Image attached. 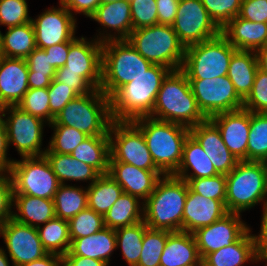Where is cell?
I'll return each instance as SVG.
<instances>
[{"label": "cell", "mask_w": 267, "mask_h": 266, "mask_svg": "<svg viewBox=\"0 0 267 266\" xmlns=\"http://www.w3.org/2000/svg\"><path fill=\"white\" fill-rule=\"evenodd\" d=\"M210 17L222 29L239 15L242 0H201Z\"/></svg>", "instance_id": "47"}, {"label": "cell", "mask_w": 267, "mask_h": 266, "mask_svg": "<svg viewBox=\"0 0 267 266\" xmlns=\"http://www.w3.org/2000/svg\"><path fill=\"white\" fill-rule=\"evenodd\" d=\"M54 135L45 153L70 155L87 137L85 133L66 125H51Z\"/></svg>", "instance_id": "43"}, {"label": "cell", "mask_w": 267, "mask_h": 266, "mask_svg": "<svg viewBox=\"0 0 267 266\" xmlns=\"http://www.w3.org/2000/svg\"><path fill=\"white\" fill-rule=\"evenodd\" d=\"M8 171L12 179L13 195L54 199L61 185L45 156L14 160Z\"/></svg>", "instance_id": "10"}, {"label": "cell", "mask_w": 267, "mask_h": 266, "mask_svg": "<svg viewBox=\"0 0 267 266\" xmlns=\"http://www.w3.org/2000/svg\"><path fill=\"white\" fill-rule=\"evenodd\" d=\"M257 70L258 61L255 51L236 50L233 53L227 76L243 100L251 92Z\"/></svg>", "instance_id": "31"}, {"label": "cell", "mask_w": 267, "mask_h": 266, "mask_svg": "<svg viewBox=\"0 0 267 266\" xmlns=\"http://www.w3.org/2000/svg\"><path fill=\"white\" fill-rule=\"evenodd\" d=\"M143 134L152 160L164 175H173L182 160L189 128L151 117L131 121Z\"/></svg>", "instance_id": "4"}, {"label": "cell", "mask_w": 267, "mask_h": 266, "mask_svg": "<svg viewBox=\"0 0 267 266\" xmlns=\"http://www.w3.org/2000/svg\"><path fill=\"white\" fill-rule=\"evenodd\" d=\"M90 18L105 26V28L115 30L118 34L113 36L106 33L105 36L102 33L103 36L100 35L99 38L97 36V40L101 43L110 40H127L133 31L130 2L127 0L100 4Z\"/></svg>", "instance_id": "24"}, {"label": "cell", "mask_w": 267, "mask_h": 266, "mask_svg": "<svg viewBox=\"0 0 267 266\" xmlns=\"http://www.w3.org/2000/svg\"><path fill=\"white\" fill-rule=\"evenodd\" d=\"M29 89L48 88L55 78L56 69L51 66L44 49L36 47L26 58Z\"/></svg>", "instance_id": "40"}, {"label": "cell", "mask_w": 267, "mask_h": 266, "mask_svg": "<svg viewBox=\"0 0 267 266\" xmlns=\"http://www.w3.org/2000/svg\"><path fill=\"white\" fill-rule=\"evenodd\" d=\"M133 30L158 24L156 0L130 1Z\"/></svg>", "instance_id": "50"}, {"label": "cell", "mask_w": 267, "mask_h": 266, "mask_svg": "<svg viewBox=\"0 0 267 266\" xmlns=\"http://www.w3.org/2000/svg\"><path fill=\"white\" fill-rule=\"evenodd\" d=\"M258 69L267 74V44L256 51Z\"/></svg>", "instance_id": "62"}, {"label": "cell", "mask_w": 267, "mask_h": 266, "mask_svg": "<svg viewBox=\"0 0 267 266\" xmlns=\"http://www.w3.org/2000/svg\"><path fill=\"white\" fill-rule=\"evenodd\" d=\"M54 79L70 87L78 95H85L95 90L82 76H79L78 73L56 72Z\"/></svg>", "instance_id": "54"}, {"label": "cell", "mask_w": 267, "mask_h": 266, "mask_svg": "<svg viewBox=\"0 0 267 266\" xmlns=\"http://www.w3.org/2000/svg\"><path fill=\"white\" fill-rule=\"evenodd\" d=\"M171 70L163 65L153 64L135 80L120 87L110 97V114L113 121H133L149 117L163 79Z\"/></svg>", "instance_id": "1"}, {"label": "cell", "mask_w": 267, "mask_h": 266, "mask_svg": "<svg viewBox=\"0 0 267 266\" xmlns=\"http://www.w3.org/2000/svg\"><path fill=\"white\" fill-rule=\"evenodd\" d=\"M84 37L70 41L69 54L65 66L56 72H73L82 76L94 89H100L102 69V43L95 39L86 41Z\"/></svg>", "instance_id": "16"}, {"label": "cell", "mask_w": 267, "mask_h": 266, "mask_svg": "<svg viewBox=\"0 0 267 266\" xmlns=\"http://www.w3.org/2000/svg\"><path fill=\"white\" fill-rule=\"evenodd\" d=\"M128 42L152 64H159L171 71L182 68L185 46L179 40L172 25L157 24L133 30Z\"/></svg>", "instance_id": "8"}, {"label": "cell", "mask_w": 267, "mask_h": 266, "mask_svg": "<svg viewBox=\"0 0 267 266\" xmlns=\"http://www.w3.org/2000/svg\"><path fill=\"white\" fill-rule=\"evenodd\" d=\"M50 98L49 103V124L54 121V118L59 112L78 94L70 87L63 83L52 80L51 85L47 88Z\"/></svg>", "instance_id": "51"}, {"label": "cell", "mask_w": 267, "mask_h": 266, "mask_svg": "<svg viewBox=\"0 0 267 266\" xmlns=\"http://www.w3.org/2000/svg\"><path fill=\"white\" fill-rule=\"evenodd\" d=\"M6 111L10 114L8 118L3 119L8 144L13 143L22 157L44 156L46 150L42 151L41 145L45 121L23 111L18 106L4 107L3 112Z\"/></svg>", "instance_id": "14"}, {"label": "cell", "mask_w": 267, "mask_h": 266, "mask_svg": "<svg viewBox=\"0 0 267 266\" xmlns=\"http://www.w3.org/2000/svg\"><path fill=\"white\" fill-rule=\"evenodd\" d=\"M110 98L100 89L71 100L50 125H66L88 136H109Z\"/></svg>", "instance_id": "7"}, {"label": "cell", "mask_w": 267, "mask_h": 266, "mask_svg": "<svg viewBox=\"0 0 267 266\" xmlns=\"http://www.w3.org/2000/svg\"><path fill=\"white\" fill-rule=\"evenodd\" d=\"M108 134L109 162H124L144 170L160 171L152 160L142 132L131 121H112Z\"/></svg>", "instance_id": "11"}, {"label": "cell", "mask_w": 267, "mask_h": 266, "mask_svg": "<svg viewBox=\"0 0 267 266\" xmlns=\"http://www.w3.org/2000/svg\"><path fill=\"white\" fill-rule=\"evenodd\" d=\"M148 228L144 221L131 226L115 229L116 246H121L122 254L129 266H136L141 254L142 239Z\"/></svg>", "instance_id": "39"}, {"label": "cell", "mask_w": 267, "mask_h": 266, "mask_svg": "<svg viewBox=\"0 0 267 266\" xmlns=\"http://www.w3.org/2000/svg\"><path fill=\"white\" fill-rule=\"evenodd\" d=\"M70 155L80 162L91 165L100 174H107L110 138L109 136H88Z\"/></svg>", "instance_id": "34"}, {"label": "cell", "mask_w": 267, "mask_h": 266, "mask_svg": "<svg viewBox=\"0 0 267 266\" xmlns=\"http://www.w3.org/2000/svg\"><path fill=\"white\" fill-rule=\"evenodd\" d=\"M160 266H202L193 234L171 232L160 256Z\"/></svg>", "instance_id": "26"}, {"label": "cell", "mask_w": 267, "mask_h": 266, "mask_svg": "<svg viewBox=\"0 0 267 266\" xmlns=\"http://www.w3.org/2000/svg\"><path fill=\"white\" fill-rule=\"evenodd\" d=\"M172 27L185 48L221 34L201 0H179Z\"/></svg>", "instance_id": "12"}, {"label": "cell", "mask_w": 267, "mask_h": 266, "mask_svg": "<svg viewBox=\"0 0 267 266\" xmlns=\"http://www.w3.org/2000/svg\"><path fill=\"white\" fill-rule=\"evenodd\" d=\"M256 240V261H267V211L262 214L261 230ZM267 266V265H266Z\"/></svg>", "instance_id": "58"}, {"label": "cell", "mask_w": 267, "mask_h": 266, "mask_svg": "<svg viewBox=\"0 0 267 266\" xmlns=\"http://www.w3.org/2000/svg\"><path fill=\"white\" fill-rule=\"evenodd\" d=\"M238 16L254 23H267V0H242Z\"/></svg>", "instance_id": "53"}, {"label": "cell", "mask_w": 267, "mask_h": 266, "mask_svg": "<svg viewBox=\"0 0 267 266\" xmlns=\"http://www.w3.org/2000/svg\"><path fill=\"white\" fill-rule=\"evenodd\" d=\"M22 266H62V256L48 253L42 258L26 263Z\"/></svg>", "instance_id": "61"}, {"label": "cell", "mask_w": 267, "mask_h": 266, "mask_svg": "<svg viewBox=\"0 0 267 266\" xmlns=\"http://www.w3.org/2000/svg\"><path fill=\"white\" fill-rule=\"evenodd\" d=\"M236 50L220 34L207 41L186 47L181 70L186 74L188 80L226 76L230 59Z\"/></svg>", "instance_id": "9"}, {"label": "cell", "mask_w": 267, "mask_h": 266, "mask_svg": "<svg viewBox=\"0 0 267 266\" xmlns=\"http://www.w3.org/2000/svg\"><path fill=\"white\" fill-rule=\"evenodd\" d=\"M209 120L220 131L222 140L238 161H247L251 112L244 108L219 113Z\"/></svg>", "instance_id": "19"}, {"label": "cell", "mask_w": 267, "mask_h": 266, "mask_svg": "<svg viewBox=\"0 0 267 266\" xmlns=\"http://www.w3.org/2000/svg\"><path fill=\"white\" fill-rule=\"evenodd\" d=\"M250 228L233 244L207 254L202 266H243L247 261H256L255 235Z\"/></svg>", "instance_id": "27"}, {"label": "cell", "mask_w": 267, "mask_h": 266, "mask_svg": "<svg viewBox=\"0 0 267 266\" xmlns=\"http://www.w3.org/2000/svg\"><path fill=\"white\" fill-rule=\"evenodd\" d=\"M158 24L172 25L176 18L179 0H156Z\"/></svg>", "instance_id": "55"}, {"label": "cell", "mask_w": 267, "mask_h": 266, "mask_svg": "<svg viewBox=\"0 0 267 266\" xmlns=\"http://www.w3.org/2000/svg\"><path fill=\"white\" fill-rule=\"evenodd\" d=\"M240 219V214L228 212L216 222L192 233L201 259L233 244L249 229Z\"/></svg>", "instance_id": "18"}, {"label": "cell", "mask_w": 267, "mask_h": 266, "mask_svg": "<svg viewBox=\"0 0 267 266\" xmlns=\"http://www.w3.org/2000/svg\"><path fill=\"white\" fill-rule=\"evenodd\" d=\"M60 5V8L52 7L31 20L38 48L45 49L75 38L76 19L62 3Z\"/></svg>", "instance_id": "17"}, {"label": "cell", "mask_w": 267, "mask_h": 266, "mask_svg": "<svg viewBox=\"0 0 267 266\" xmlns=\"http://www.w3.org/2000/svg\"><path fill=\"white\" fill-rule=\"evenodd\" d=\"M116 248L115 229L104 227L95 234L72 240L65 255L89 257L109 264L110 256Z\"/></svg>", "instance_id": "28"}, {"label": "cell", "mask_w": 267, "mask_h": 266, "mask_svg": "<svg viewBox=\"0 0 267 266\" xmlns=\"http://www.w3.org/2000/svg\"><path fill=\"white\" fill-rule=\"evenodd\" d=\"M152 65L128 40L103 42L100 90L110 98L120 87L135 80Z\"/></svg>", "instance_id": "5"}, {"label": "cell", "mask_w": 267, "mask_h": 266, "mask_svg": "<svg viewBox=\"0 0 267 266\" xmlns=\"http://www.w3.org/2000/svg\"><path fill=\"white\" fill-rule=\"evenodd\" d=\"M7 131L5 123L0 122V171H8L14 160L7 158V150L9 149Z\"/></svg>", "instance_id": "59"}, {"label": "cell", "mask_w": 267, "mask_h": 266, "mask_svg": "<svg viewBox=\"0 0 267 266\" xmlns=\"http://www.w3.org/2000/svg\"><path fill=\"white\" fill-rule=\"evenodd\" d=\"M68 224L71 241L95 234L105 227L104 216L88 207L69 219Z\"/></svg>", "instance_id": "44"}, {"label": "cell", "mask_w": 267, "mask_h": 266, "mask_svg": "<svg viewBox=\"0 0 267 266\" xmlns=\"http://www.w3.org/2000/svg\"><path fill=\"white\" fill-rule=\"evenodd\" d=\"M3 111H4V107L0 105V122L3 120L6 114H8V113H4Z\"/></svg>", "instance_id": "64"}, {"label": "cell", "mask_w": 267, "mask_h": 266, "mask_svg": "<svg viewBox=\"0 0 267 266\" xmlns=\"http://www.w3.org/2000/svg\"><path fill=\"white\" fill-rule=\"evenodd\" d=\"M2 56L25 59L37 46L32 22L9 27L3 35L0 31Z\"/></svg>", "instance_id": "33"}, {"label": "cell", "mask_w": 267, "mask_h": 266, "mask_svg": "<svg viewBox=\"0 0 267 266\" xmlns=\"http://www.w3.org/2000/svg\"><path fill=\"white\" fill-rule=\"evenodd\" d=\"M5 250L0 248V266H10Z\"/></svg>", "instance_id": "63"}, {"label": "cell", "mask_w": 267, "mask_h": 266, "mask_svg": "<svg viewBox=\"0 0 267 266\" xmlns=\"http://www.w3.org/2000/svg\"><path fill=\"white\" fill-rule=\"evenodd\" d=\"M243 108L255 113H267V74L257 70L251 92L243 100Z\"/></svg>", "instance_id": "49"}, {"label": "cell", "mask_w": 267, "mask_h": 266, "mask_svg": "<svg viewBox=\"0 0 267 266\" xmlns=\"http://www.w3.org/2000/svg\"><path fill=\"white\" fill-rule=\"evenodd\" d=\"M13 202L18 214L13 212L12 218L19 223L38 228L56 217L53 199L13 195Z\"/></svg>", "instance_id": "30"}, {"label": "cell", "mask_w": 267, "mask_h": 266, "mask_svg": "<svg viewBox=\"0 0 267 266\" xmlns=\"http://www.w3.org/2000/svg\"><path fill=\"white\" fill-rule=\"evenodd\" d=\"M189 82L197 105L207 119L219 113L243 108V99L235 91L227 75Z\"/></svg>", "instance_id": "13"}, {"label": "cell", "mask_w": 267, "mask_h": 266, "mask_svg": "<svg viewBox=\"0 0 267 266\" xmlns=\"http://www.w3.org/2000/svg\"><path fill=\"white\" fill-rule=\"evenodd\" d=\"M38 233L41 243L48 253L64 256L70 249L71 239L68 220L55 217L48 220Z\"/></svg>", "instance_id": "37"}, {"label": "cell", "mask_w": 267, "mask_h": 266, "mask_svg": "<svg viewBox=\"0 0 267 266\" xmlns=\"http://www.w3.org/2000/svg\"><path fill=\"white\" fill-rule=\"evenodd\" d=\"M188 194L185 180L164 175L143 203V221L148 228L182 231L184 206Z\"/></svg>", "instance_id": "3"}, {"label": "cell", "mask_w": 267, "mask_h": 266, "mask_svg": "<svg viewBox=\"0 0 267 266\" xmlns=\"http://www.w3.org/2000/svg\"><path fill=\"white\" fill-rule=\"evenodd\" d=\"M195 193L205 198L222 201L226 200V175L218 174L208 178L182 179Z\"/></svg>", "instance_id": "45"}, {"label": "cell", "mask_w": 267, "mask_h": 266, "mask_svg": "<svg viewBox=\"0 0 267 266\" xmlns=\"http://www.w3.org/2000/svg\"><path fill=\"white\" fill-rule=\"evenodd\" d=\"M25 59L2 56L0 60V105L17 106L29 90Z\"/></svg>", "instance_id": "22"}, {"label": "cell", "mask_w": 267, "mask_h": 266, "mask_svg": "<svg viewBox=\"0 0 267 266\" xmlns=\"http://www.w3.org/2000/svg\"><path fill=\"white\" fill-rule=\"evenodd\" d=\"M194 170L191 175L188 169ZM218 175L211 160L197 140L189 134L183 145L182 160L173 176L180 179L208 178Z\"/></svg>", "instance_id": "29"}, {"label": "cell", "mask_w": 267, "mask_h": 266, "mask_svg": "<svg viewBox=\"0 0 267 266\" xmlns=\"http://www.w3.org/2000/svg\"><path fill=\"white\" fill-rule=\"evenodd\" d=\"M138 197L124 193L104 216L105 227L117 229L143 221V207Z\"/></svg>", "instance_id": "36"}, {"label": "cell", "mask_w": 267, "mask_h": 266, "mask_svg": "<svg viewBox=\"0 0 267 266\" xmlns=\"http://www.w3.org/2000/svg\"><path fill=\"white\" fill-rule=\"evenodd\" d=\"M61 184L67 180L88 181L92 184L101 174L91 165L78 161L71 155L44 153Z\"/></svg>", "instance_id": "32"}, {"label": "cell", "mask_w": 267, "mask_h": 266, "mask_svg": "<svg viewBox=\"0 0 267 266\" xmlns=\"http://www.w3.org/2000/svg\"><path fill=\"white\" fill-rule=\"evenodd\" d=\"M228 213L222 201L205 198L188 187L182 219V231L193 233L209 226Z\"/></svg>", "instance_id": "23"}, {"label": "cell", "mask_w": 267, "mask_h": 266, "mask_svg": "<svg viewBox=\"0 0 267 266\" xmlns=\"http://www.w3.org/2000/svg\"><path fill=\"white\" fill-rule=\"evenodd\" d=\"M122 194L123 189L111 176L101 174L87 188L88 208L105 216Z\"/></svg>", "instance_id": "35"}, {"label": "cell", "mask_w": 267, "mask_h": 266, "mask_svg": "<svg viewBox=\"0 0 267 266\" xmlns=\"http://www.w3.org/2000/svg\"><path fill=\"white\" fill-rule=\"evenodd\" d=\"M149 117L189 129L207 120L197 105L186 74L181 69L170 71L163 79Z\"/></svg>", "instance_id": "2"}, {"label": "cell", "mask_w": 267, "mask_h": 266, "mask_svg": "<svg viewBox=\"0 0 267 266\" xmlns=\"http://www.w3.org/2000/svg\"><path fill=\"white\" fill-rule=\"evenodd\" d=\"M221 34L235 49L256 52L267 44V23H254L236 16L221 29Z\"/></svg>", "instance_id": "25"}, {"label": "cell", "mask_w": 267, "mask_h": 266, "mask_svg": "<svg viewBox=\"0 0 267 266\" xmlns=\"http://www.w3.org/2000/svg\"><path fill=\"white\" fill-rule=\"evenodd\" d=\"M119 0H100V4H105V3H110V2H115Z\"/></svg>", "instance_id": "65"}, {"label": "cell", "mask_w": 267, "mask_h": 266, "mask_svg": "<svg viewBox=\"0 0 267 266\" xmlns=\"http://www.w3.org/2000/svg\"><path fill=\"white\" fill-rule=\"evenodd\" d=\"M267 171L264 161H238L226 175L225 207L228 212L240 214L257 203L264 202L267 211Z\"/></svg>", "instance_id": "6"}, {"label": "cell", "mask_w": 267, "mask_h": 266, "mask_svg": "<svg viewBox=\"0 0 267 266\" xmlns=\"http://www.w3.org/2000/svg\"><path fill=\"white\" fill-rule=\"evenodd\" d=\"M8 173L5 175V173ZM13 206V185L9 171H0V227L10 218Z\"/></svg>", "instance_id": "52"}, {"label": "cell", "mask_w": 267, "mask_h": 266, "mask_svg": "<svg viewBox=\"0 0 267 266\" xmlns=\"http://www.w3.org/2000/svg\"><path fill=\"white\" fill-rule=\"evenodd\" d=\"M247 161H267V113L251 112Z\"/></svg>", "instance_id": "41"}, {"label": "cell", "mask_w": 267, "mask_h": 266, "mask_svg": "<svg viewBox=\"0 0 267 266\" xmlns=\"http://www.w3.org/2000/svg\"><path fill=\"white\" fill-rule=\"evenodd\" d=\"M49 103L47 88L29 89L17 106L23 111L49 122Z\"/></svg>", "instance_id": "46"}, {"label": "cell", "mask_w": 267, "mask_h": 266, "mask_svg": "<svg viewBox=\"0 0 267 266\" xmlns=\"http://www.w3.org/2000/svg\"><path fill=\"white\" fill-rule=\"evenodd\" d=\"M53 200L56 217L69 220L88 207L87 189L61 184Z\"/></svg>", "instance_id": "38"}, {"label": "cell", "mask_w": 267, "mask_h": 266, "mask_svg": "<svg viewBox=\"0 0 267 266\" xmlns=\"http://www.w3.org/2000/svg\"><path fill=\"white\" fill-rule=\"evenodd\" d=\"M59 3H62L71 13L74 10L90 18L100 5V0H60Z\"/></svg>", "instance_id": "57"}, {"label": "cell", "mask_w": 267, "mask_h": 266, "mask_svg": "<svg viewBox=\"0 0 267 266\" xmlns=\"http://www.w3.org/2000/svg\"><path fill=\"white\" fill-rule=\"evenodd\" d=\"M189 130L202 146L218 174L227 175L235 168L238 160L225 145L218 128L209 119Z\"/></svg>", "instance_id": "21"}, {"label": "cell", "mask_w": 267, "mask_h": 266, "mask_svg": "<svg viewBox=\"0 0 267 266\" xmlns=\"http://www.w3.org/2000/svg\"><path fill=\"white\" fill-rule=\"evenodd\" d=\"M170 233L167 230L147 228L142 239L140 259L136 266H160V256Z\"/></svg>", "instance_id": "42"}, {"label": "cell", "mask_w": 267, "mask_h": 266, "mask_svg": "<svg viewBox=\"0 0 267 266\" xmlns=\"http://www.w3.org/2000/svg\"><path fill=\"white\" fill-rule=\"evenodd\" d=\"M1 58H2V52H1V47H0V60H1Z\"/></svg>", "instance_id": "66"}, {"label": "cell", "mask_w": 267, "mask_h": 266, "mask_svg": "<svg viewBox=\"0 0 267 266\" xmlns=\"http://www.w3.org/2000/svg\"><path fill=\"white\" fill-rule=\"evenodd\" d=\"M124 193L144 201L153 193L156 184L164 176L161 171H149L124 162H109L108 173Z\"/></svg>", "instance_id": "20"}, {"label": "cell", "mask_w": 267, "mask_h": 266, "mask_svg": "<svg viewBox=\"0 0 267 266\" xmlns=\"http://www.w3.org/2000/svg\"><path fill=\"white\" fill-rule=\"evenodd\" d=\"M31 20L26 0H0V25L9 28Z\"/></svg>", "instance_id": "48"}, {"label": "cell", "mask_w": 267, "mask_h": 266, "mask_svg": "<svg viewBox=\"0 0 267 266\" xmlns=\"http://www.w3.org/2000/svg\"><path fill=\"white\" fill-rule=\"evenodd\" d=\"M109 264L89 257L78 255L62 256V266H108Z\"/></svg>", "instance_id": "60"}, {"label": "cell", "mask_w": 267, "mask_h": 266, "mask_svg": "<svg viewBox=\"0 0 267 266\" xmlns=\"http://www.w3.org/2000/svg\"><path fill=\"white\" fill-rule=\"evenodd\" d=\"M1 235L13 266H22L48 254L41 243L38 229L19 223L13 218L0 227Z\"/></svg>", "instance_id": "15"}, {"label": "cell", "mask_w": 267, "mask_h": 266, "mask_svg": "<svg viewBox=\"0 0 267 266\" xmlns=\"http://www.w3.org/2000/svg\"><path fill=\"white\" fill-rule=\"evenodd\" d=\"M70 41L62 42L51 47L45 48L46 56H49L51 66L56 70L65 66L69 54Z\"/></svg>", "instance_id": "56"}]
</instances>
